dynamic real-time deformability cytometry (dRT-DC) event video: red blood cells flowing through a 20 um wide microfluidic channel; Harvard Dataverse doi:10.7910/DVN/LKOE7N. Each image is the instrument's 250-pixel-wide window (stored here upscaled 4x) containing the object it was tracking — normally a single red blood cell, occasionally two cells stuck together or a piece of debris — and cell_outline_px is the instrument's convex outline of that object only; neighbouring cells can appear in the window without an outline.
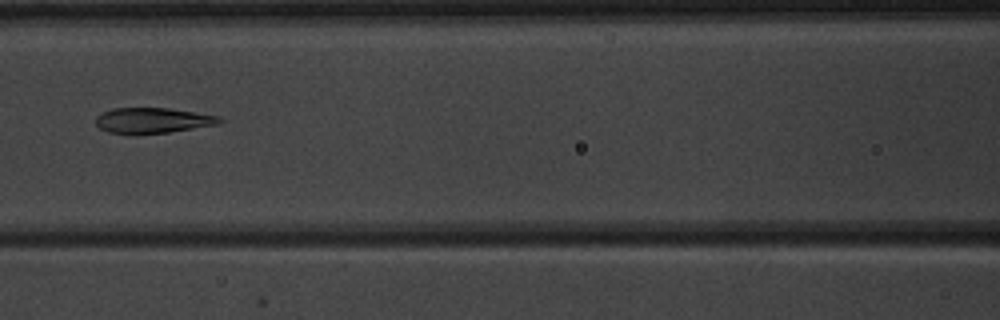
{"species": "common noctule bat (a hibernating species)", "species_latin": "Nyctalus noctula", "temperature_condition": "warm", "stored_images_in_passage": 4, "camera_frame_rate_fps": 3000, "um_per_image_px": 0.085, "animal": {"sex": "male", "body_mass_g": 20.1, "forearm_length_mm": 53.5}, "frame": {"image": 1, "passage_image": 4, "time_ms": 3.333, "image_size_px": [1000, 320], "cell_outline_px": [[224, 120], [220, 124], [168, 132], [136, 136], [132, 136], [108, 132], [100, 128], [96, 124], [96, 116], [112, 108], [168, 108], [220, 116]], "centroid_in_image_um": [12.96, 10.26], "position_along_channel_um": 153.6, "area_um2": 18.79}}